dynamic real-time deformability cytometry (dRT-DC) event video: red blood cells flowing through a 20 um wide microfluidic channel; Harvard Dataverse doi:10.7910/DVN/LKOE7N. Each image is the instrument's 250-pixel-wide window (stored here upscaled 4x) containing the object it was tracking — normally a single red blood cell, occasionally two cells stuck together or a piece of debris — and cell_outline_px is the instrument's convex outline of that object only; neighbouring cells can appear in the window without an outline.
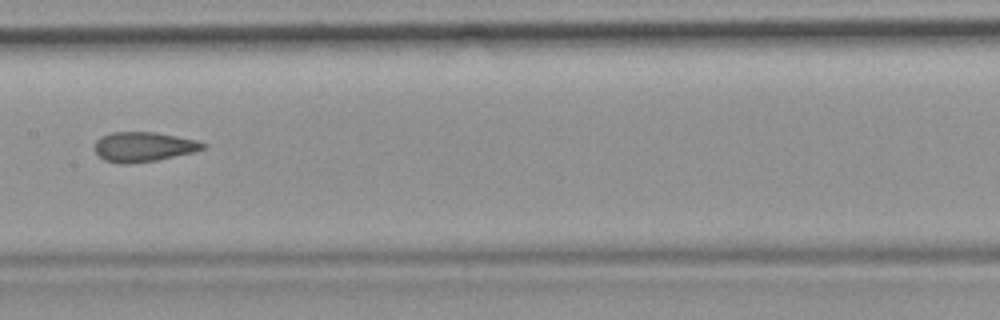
{"species": "common noctule bat (a hibernating species)", "species_latin": "Nyctalus noctula", "temperature_condition": "room temperature", "stored_images_in_passage": 34, "camera_frame_rate_fps": 3000, "um_per_image_px": 0.085, "animal": {"sex": "female", "body_mass_g": 19.9}, "frame": {"image": 1, "passage_image": 10, "time_ms": 3.0, "image_size_px": [1000, 320], "cell_outline_px": [[208, 144], [204, 148], [192, 152], [156, 160], [128, 164], [120, 164], [104, 160], [92, 148], [96, 140], [100, 136], [112, 132], [156, 132], [196, 140]], "centroid_in_image_um": [12.14, 12.47], "position_along_channel_um": 195.3, "area_um2": 18.79}}